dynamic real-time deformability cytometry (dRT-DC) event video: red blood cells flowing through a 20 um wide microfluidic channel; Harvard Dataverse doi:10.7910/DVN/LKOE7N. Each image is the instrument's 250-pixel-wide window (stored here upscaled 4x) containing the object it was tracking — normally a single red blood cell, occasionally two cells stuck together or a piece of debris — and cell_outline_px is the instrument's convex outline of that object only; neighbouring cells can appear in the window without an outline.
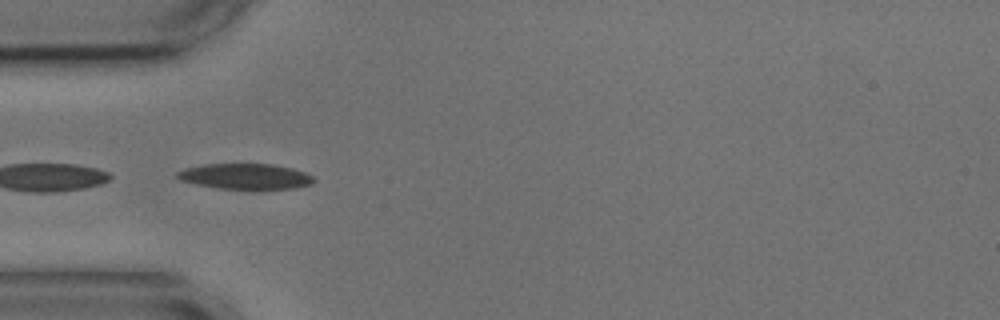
{"species": "common noctule bat (a hibernating species)", "species_latin": "Nyctalus noctula", "temperature_condition": "cold", "stored_images_in_passage": 11, "camera_frame_rate_fps": 3000, "um_per_image_px": 0.085, "animal": {"sex": "male", "body_mass_g": 17.9, "forearm_length_mm": 54.2}, "frame": {"image": 1, "passage_image": 4, "time_ms": 1.0, "image_size_px": [1000, 320], "cell_outline_px": [[316, 180], [312, 184], [292, 188], [216, 188], [196, 184], [180, 180], [176, 176], [176, 172], [188, 168], [204, 164], [272, 164], [292, 168], [304, 172], [312, 176]], "centroid_in_image_um": [20.86, 14.98], "position_along_channel_um": 64.1, "area_um2": 20.0}}